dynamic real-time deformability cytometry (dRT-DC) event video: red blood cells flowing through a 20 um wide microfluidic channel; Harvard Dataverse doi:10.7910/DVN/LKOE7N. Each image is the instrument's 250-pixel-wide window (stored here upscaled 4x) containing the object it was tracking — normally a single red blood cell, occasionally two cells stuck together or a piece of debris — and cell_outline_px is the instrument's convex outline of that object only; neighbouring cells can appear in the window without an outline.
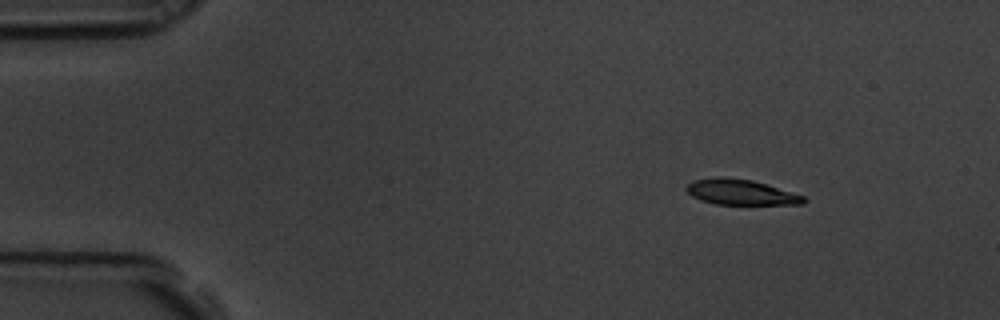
{"species": "common noctule bat (a hibernating species)", "species_latin": "Nyctalus noctula", "temperature_condition": "room temperature", "stored_images_in_passage": 6, "segment_of_instrument_passage": [1, 2], "camera_frame_rate_fps": 3000, "um_per_image_px": 0.085, "animal": {"sex": "male", "body_mass_g": 19.5, "forearm_length_mm": 54.6}, "frame": {"image": 1, "passage_image": 2, "time_ms": 0.333, "image_size_px": [1000, 320], "cell_outline_px": [[808, 200], [804, 204], [716, 204], [700, 200], [692, 196], [684, 188], [688, 184], [696, 180], [720, 176], [752, 180], [792, 192], [804, 196]], "centroid_in_image_um": [62.97, 16.34], "position_along_channel_um": 22.0, "area_um2": 17.22}}
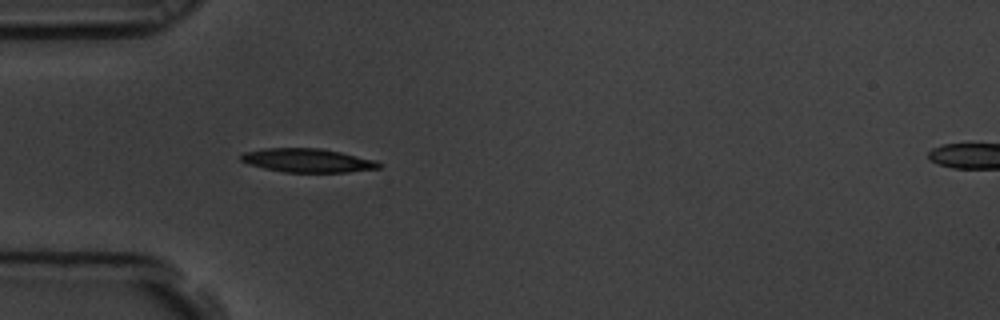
{"frame": {"image": 2, "passage_image": 5, "time_ms": 1.333, "image_size_px": [1000, 320], "cell_outline_px": [[384, 164], [380, 168], [348, 172], [284, 172], [264, 168], [248, 164], [240, 160], [240, 156], [244, 152], [264, 148], [320, 148], [340, 152], [376, 160]], "centroid_in_image_um": [26.16, 13.64], "position_along_channel_um": 58.8, "area_um2": 19.13}}